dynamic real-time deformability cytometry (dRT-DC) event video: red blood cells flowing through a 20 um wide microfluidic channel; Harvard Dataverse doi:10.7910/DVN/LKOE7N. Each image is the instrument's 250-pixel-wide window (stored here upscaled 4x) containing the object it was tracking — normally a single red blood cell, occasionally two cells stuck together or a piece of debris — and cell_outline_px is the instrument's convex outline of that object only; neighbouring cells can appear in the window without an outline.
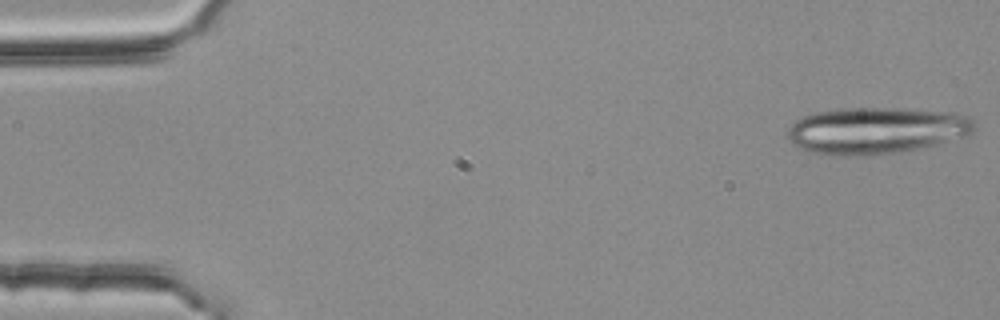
{"species": "common noctule bat (a hibernating species)", "species_latin": "Nyctalus noctula", "temperature_condition": "room temperature", "stored_images_in_passage": 21, "camera_frame_rate_fps": 3000, "um_per_image_px": 0.085, "animal": {"sex": "female", "body_mass_g": 25.1}, "frame": {"image": 1, "passage_image": 1, "time_ms": 0.0, "image_size_px": [1000, 320], "cell_outline_px": [[976, 124], [972, 132], [968, 136], [920, 148], [900, 152], [860, 156], [840, 156], [808, 152], [792, 144], [788, 140], [788, 128], [796, 120], [812, 112], [840, 108], [892, 108], [952, 112], [968, 116]], "centroid_in_image_um": [74.45, 11.1], "position_along_channel_um": 10.5, "area_um2": 51.15}}